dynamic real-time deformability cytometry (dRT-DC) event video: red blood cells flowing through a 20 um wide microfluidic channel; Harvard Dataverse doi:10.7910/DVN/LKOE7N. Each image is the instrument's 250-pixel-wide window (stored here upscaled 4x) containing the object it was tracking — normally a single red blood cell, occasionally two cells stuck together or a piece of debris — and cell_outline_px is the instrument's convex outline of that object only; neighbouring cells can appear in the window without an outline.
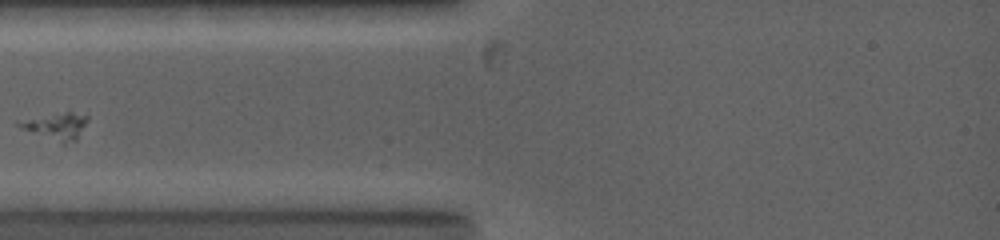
{"species": "common noctule bat (a hibernating species)", "species_latin": "Nyctalus noctula", "temperature_condition": "warm", "stored_images_in_passage": 36, "camera_frame_rate_fps": 5000, "um_per_image_px": 0.085, "animal": {"sex": "female", "body_mass_g": 19.0, "forearm_length_mm": 53.3}, "frame": {"image": 1, "passage_image": 5, "time_ms": 3.6, "image_size_px": [1000, 240], "cell_outline_px": [[88, 120], [76, 140], [64, 144], [24, 128], [16, 124], [16, 120], [68, 108], [88, 116]], "centroid_in_image_um": [4.81, 10.61], "position_along_channel_um": 80.2, "area_um2": 11.16}}
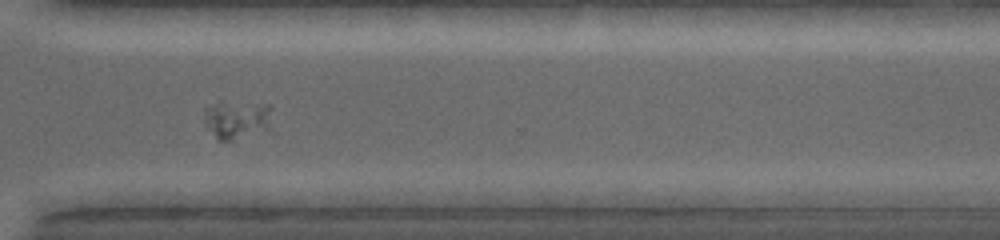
{"frame": {"image": 2, "passage_image": 24, "time_ms": 10.6, "image_size_px": [1000, 240], "cell_outline_px": [[272, 108], [268, 124], [264, 128], [232, 140], [216, 140], [208, 128], [204, 120], [204, 108], [220, 100], [268, 104]], "centroid_in_image_um": [20.05, 10.09], "position_along_channel_um": 350.6, "area_um2": 15.03}}
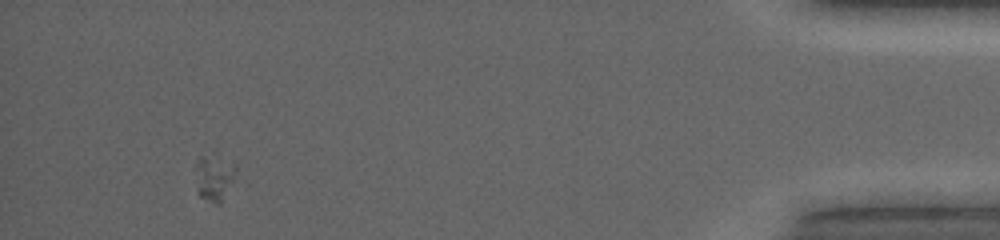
{"frame": {"image": 3, "passage_image": 36, "time_ms": 14.6, "image_size_px": [1000, 240], "cell_outline_px": [[236, 168], [232, 180], [220, 204], [216, 204], [200, 196], [196, 192], [196, 164], [200, 156], [208, 156], [236, 164]], "centroid_in_image_um": [18.16, 15.14], "position_along_channel_um": 417.0, "area_um2": 10.29}}